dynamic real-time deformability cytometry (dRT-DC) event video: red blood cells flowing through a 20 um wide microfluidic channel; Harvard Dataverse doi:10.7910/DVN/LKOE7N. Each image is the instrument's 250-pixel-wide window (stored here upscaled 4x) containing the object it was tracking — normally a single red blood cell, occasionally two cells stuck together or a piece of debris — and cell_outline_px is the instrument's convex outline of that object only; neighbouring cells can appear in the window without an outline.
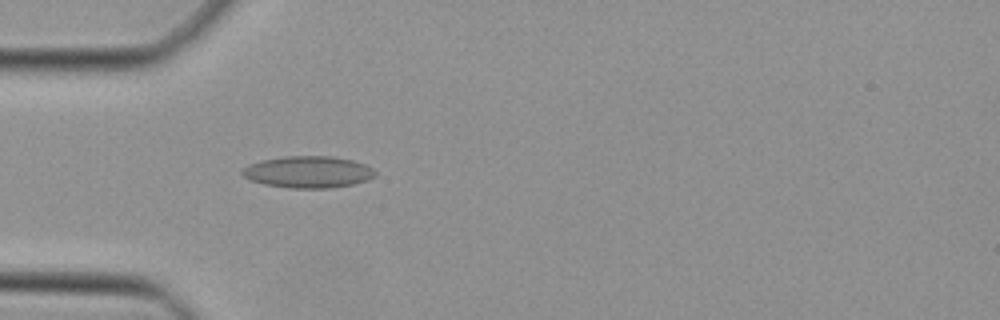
{"species": "Egyptian fruit bat (a non-hibernating species)", "species_latin": "Rousettus aegyptiacus", "temperature_condition": "cold", "stored_images_in_passage": 12, "camera_frame_rate_fps": 3000, "um_per_image_px": 0.085, "animal": {"sex": "female"}, "frame": {"image": 1, "passage_image": 1, "time_ms": 0.0, "image_size_px": [1000, 320], "cell_outline_px": [[376, 176], [368, 180], [352, 184], [328, 188], [288, 188], [264, 184], [252, 180], [244, 176], [240, 172], [248, 164], [260, 160], [284, 156], [332, 156], [352, 160], [364, 164], [372, 168], [376, 172]], "centroid_in_image_um": [26.19, 14.61], "position_along_channel_um": 58.8, "area_um2": 24.62}}
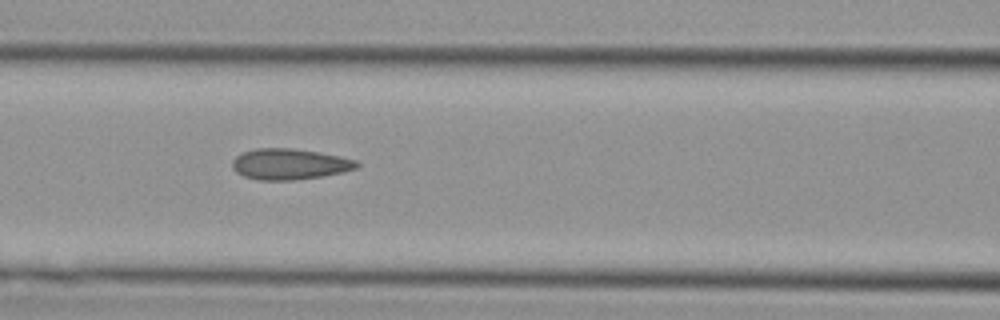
{"frame": {"image": 2, "passage_image": 7, "time_ms": 2.0, "image_size_px": [1000, 320], "cell_outline_px": [[360, 164], [356, 168], [324, 176], [292, 180], [260, 180], [244, 176], [236, 172], [232, 168], [232, 160], [236, 156], [244, 152], [256, 148], [292, 148], [320, 152], [340, 156], [356, 160]], "centroid_in_image_um": [24.6, 13.94], "position_along_channel_um": 142.0, "area_um2": 22.37}}
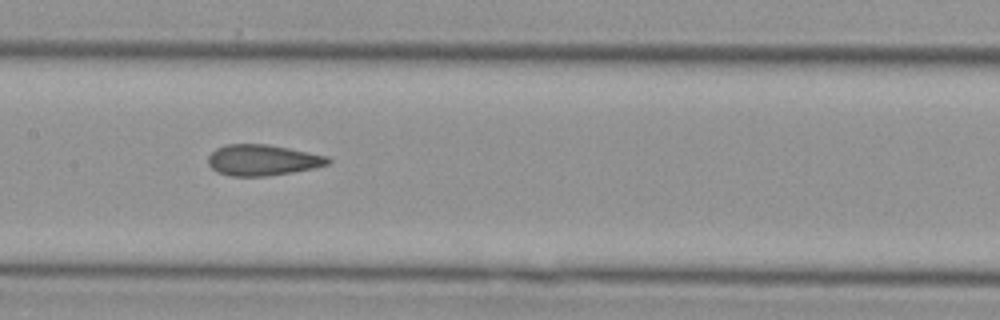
{"frame": {"image": 3, "passage_image": 10, "time_ms": 3.0, "image_size_px": [1000, 320], "cell_outline_px": [[332, 160], [328, 164], [312, 168], [292, 172], [264, 176], [232, 176], [216, 172], [208, 164], [208, 156], [216, 148], [224, 144], [268, 144], [328, 156]], "centroid_in_image_um": [22.29, 13.6], "position_along_channel_um": 185.1, "area_um2": 21.56}}